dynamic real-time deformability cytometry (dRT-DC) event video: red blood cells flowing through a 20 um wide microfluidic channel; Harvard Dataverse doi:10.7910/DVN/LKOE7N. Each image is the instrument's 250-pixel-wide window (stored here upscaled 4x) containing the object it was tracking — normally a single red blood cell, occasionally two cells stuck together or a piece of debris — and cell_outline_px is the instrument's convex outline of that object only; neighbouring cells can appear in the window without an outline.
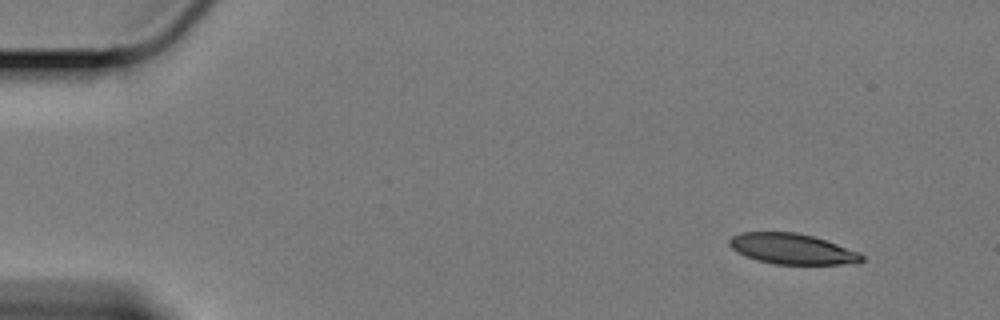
{"species": "Egyptian fruit bat (a non-hibernating species)", "species_latin": "Rousettus aegyptiacus", "temperature_condition": "cold", "stored_images_in_passage": 38, "camera_frame_rate_fps": 3000, "um_per_image_px": 0.085, "animal": {"sex": "female"}, "frame": {"image": 1, "passage_image": 1, "time_ms": 0.0, "image_size_px": [1000, 320], "cell_outline_px": [[864, 260], [856, 264], [772, 264], [756, 260], [736, 252], [728, 244], [728, 240], [732, 236], [740, 232], [796, 232], [812, 236], [860, 252], [864, 256]], "centroid_in_image_um": [67.32, 21.16], "position_along_channel_um": 17.7, "area_um2": 23.7}}